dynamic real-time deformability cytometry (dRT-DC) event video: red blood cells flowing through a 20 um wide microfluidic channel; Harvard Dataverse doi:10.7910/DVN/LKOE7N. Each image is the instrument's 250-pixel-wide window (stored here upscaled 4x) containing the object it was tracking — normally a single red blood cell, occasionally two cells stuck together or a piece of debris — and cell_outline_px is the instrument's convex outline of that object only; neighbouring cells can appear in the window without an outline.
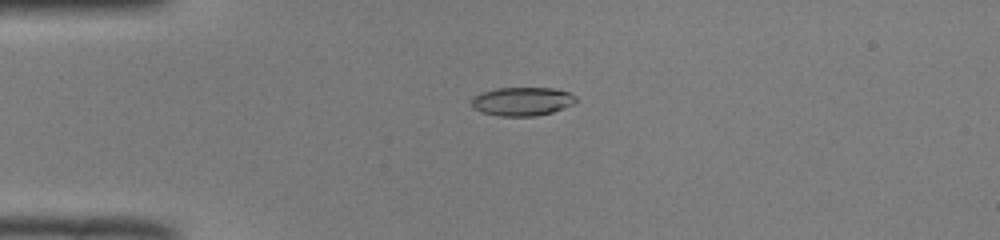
{"species": "common noctule bat (a hibernating species)", "species_latin": "Nyctalus noctula", "temperature_condition": "room temperature", "stored_images_in_passage": 20, "camera_frame_rate_fps": 3000, "um_per_image_px": 0.085, "animal": {"sex": "male", "body_mass_g": 19.0, "forearm_length_mm": 50.8}, "frame": {"image": 1, "passage_image": 1, "time_ms": 0.0, "image_size_px": [1000, 240], "cell_outline_px": [[580, 100], [572, 104], [552, 112], [536, 116], [500, 116], [480, 112], [472, 108], [472, 96], [480, 92], [496, 88], [552, 88], [568, 92], [576, 96]], "centroid_in_image_um": [44.36, 8.62], "position_along_channel_um": 40.6, "area_um2": 17.57}}
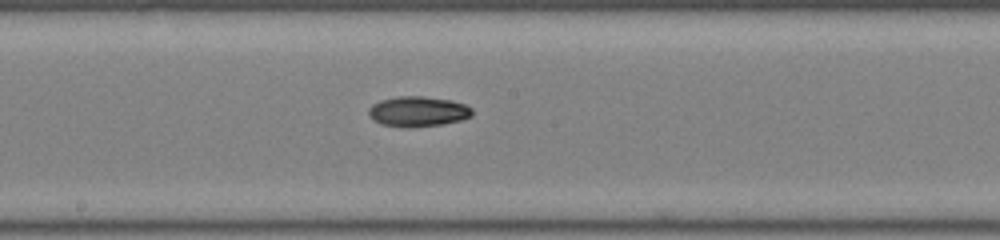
{"frame": {"image": 2, "passage_image": 16, "time_ms": 5.0, "image_size_px": [1000, 240], "cell_outline_px": [[472, 116], [460, 120], [444, 124], [408, 128], [380, 124], [372, 120], [368, 116], [368, 108], [372, 104], [380, 100], [400, 96], [420, 96], [452, 100], [464, 104], [472, 108]], "centroid_in_image_um": [35.49, 9.48], "position_along_channel_um": 212.7, "area_um2": 18.44}}
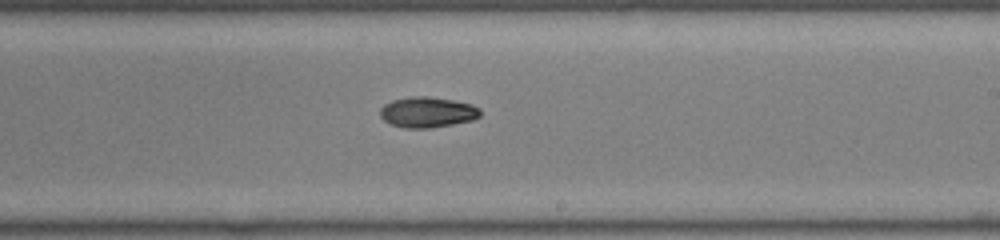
{"frame": {"image": 3, "passage_image": 19, "time_ms": 6.0, "image_size_px": [1000, 240], "cell_outline_px": [[480, 116], [472, 120], [452, 124], [428, 128], [404, 128], [388, 124], [380, 116], [380, 108], [384, 104], [392, 100], [412, 96], [428, 96], [452, 100], [472, 104], [480, 108]], "centroid_in_image_um": [36.3, 9.53], "position_along_channel_um": 252.7, "area_um2": 17.92}}